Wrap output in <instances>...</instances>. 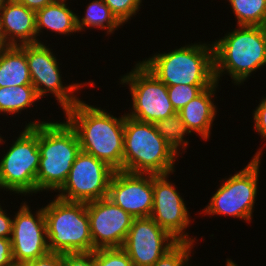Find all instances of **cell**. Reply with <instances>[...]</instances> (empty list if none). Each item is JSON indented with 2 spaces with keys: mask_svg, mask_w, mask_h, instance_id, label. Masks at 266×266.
Masks as SVG:
<instances>
[{
  "mask_svg": "<svg viewBox=\"0 0 266 266\" xmlns=\"http://www.w3.org/2000/svg\"><path fill=\"white\" fill-rule=\"evenodd\" d=\"M225 36L212 41L215 81L225 74L234 85H242L254 71L266 66V26L236 25Z\"/></svg>",
  "mask_w": 266,
  "mask_h": 266,
  "instance_id": "cell-3",
  "label": "cell"
},
{
  "mask_svg": "<svg viewBox=\"0 0 266 266\" xmlns=\"http://www.w3.org/2000/svg\"><path fill=\"white\" fill-rule=\"evenodd\" d=\"M63 113L76 131L82 151L104 161L115 171H123L125 114L113 116L81 99Z\"/></svg>",
  "mask_w": 266,
  "mask_h": 266,
  "instance_id": "cell-2",
  "label": "cell"
},
{
  "mask_svg": "<svg viewBox=\"0 0 266 266\" xmlns=\"http://www.w3.org/2000/svg\"><path fill=\"white\" fill-rule=\"evenodd\" d=\"M22 202L14 212L10 238L15 266L50 253L43 206L33 213L28 202Z\"/></svg>",
  "mask_w": 266,
  "mask_h": 266,
  "instance_id": "cell-13",
  "label": "cell"
},
{
  "mask_svg": "<svg viewBox=\"0 0 266 266\" xmlns=\"http://www.w3.org/2000/svg\"><path fill=\"white\" fill-rule=\"evenodd\" d=\"M166 86L213 85V43H191L167 53H155L140 61Z\"/></svg>",
  "mask_w": 266,
  "mask_h": 266,
  "instance_id": "cell-5",
  "label": "cell"
},
{
  "mask_svg": "<svg viewBox=\"0 0 266 266\" xmlns=\"http://www.w3.org/2000/svg\"><path fill=\"white\" fill-rule=\"evenodd\" d=\"M218 84V82H215L178 112L173 132L176 140L184 149H187L189 145V141L185 136L192 135L193 132L201 136L200 139L203 138V141L210 138L213 122L218 112L213 99L216 97V90L219 89Z\"/></svg>",
  "mask_w": 266,
  "mask_h": 266,
  "instance_id": "cell-17",
  "label": "cell"
},
{
  "mask_svg": "<svg viewBox=\"0 0 266 266\" xmlns=\"http://www.w3.org/2000/svg\"><path fill=\"white\" fill-rule=\"evenodd\" d=\"M26 54L32 85L37 96L42 99L47 94H52L60 104L63 112L80 100L76 96L83 86H95L93 80L88 83L63 84L59 59L53 49L44 43L24 44L19 46ZM58 61V62H57ZM89 84V85H88Z\"/></svg>",
  "mask_w": 266,
  "mask_h": 266,
  "instance_id": "cell-10",
  "label": "cell"
},
{
  "mask_svg": "<svg viewBox=\"0 0 266 266\" xmlns=\"http://www.w3.org/2000/svg\"><path fill=\"white\" fill-rule=\"evenodd\" d=\"M34 43H44L37 36L35 11L14 0H2L0 45L20 46Z\"/></svg>",
  "mask_w": 266,
  "mask_h": 266,
  "instance_id": "cell-18",
  "label": "cell"
},
{
  "mask_svg": "<svg viewBox=\"0 0 266 266\" xmlns=\"http://www.w3.org/2000/svg\"><path fill=\"white\" fill-rule=\"evenodd\" d=\"M66 1L56 0L35 12L37 36L40 37L44 30L64 36L79 33L77 13L68 7Z\"/></svg>",
  "mask_w": 266,
  "mask_h": 266,
  "instance_id": "cell-19",
  "label": "cell"
},
{
  "mask_svg": "<svg viewBox=\"0 0 266 266\" xmlns=\"http://www.w3.org/2000/svg\"><path fill=\"white\" fill-rule=\"evenodd\" d=\"M93 251L121 248L134 219L107 197L86 203Z\"/></svg>",
  "mask_w": 266,
  "mask_h": 266,
  "instance_id": "cell-15",
  "label": "cell"
},
{
  "mask_svg": "<svg viewBox=\"0 0 266 266\" xmlns=\"http://www.w3.org/2000/svg\"><path fill=\"white\" fill-rule=\"evenodd\" d=\"M1 135V134H0ZM4 137H2V135L0 136V144L2 145H4V143L6 142V140L5 139H3ZM5 140V141H4ZM4 142V143H3Z\"/></svg>",
  "mask_w": 266,
  "mask_h": 266,
  "instance_id": "cell-35",
  "label": "cell"
},
{
  "mask_svg": "<svg viewBox=\"0 0 266 266\" xmlns=\"http://www.w3.org/2000/svg\"><path fill=\"white\" fill-rule=\"evenodd\" d=\"M43 207L51 253L93 252L86 203L54 197Z\"/></svg>",
  "mask_w": 266,
  "mask_h": 266,
  "instance_id": "cell-6",
  "label": "cell"
},
{
  "mask_svg": "<svg viewBox=\"0 0 266 266\" xmlns=\"http://www.w3.org/2000/svg\"><path fill=\"white\" fill-rule=\"evenodd\" d=\"M40 102L33 85L0 87V114L17 115Z\"/></svg>",
  "mask_w": 266,
  "mask_h": 266,
  "instance_id": "cell-22",
  "label": "cell"
},
{
  "mask_svg": "<svg viewBox=\"0 0 266 266\" xmlns=\"http://www.w3.org/2000/svg\"><path fill=\"white\" fill-rule=\"evenodd\" d=\"M258 106L253 110L254 131L261 136V139L266 140V96H262Z\"/></svg>",
  "mask_w": 266,
  "mask_h": 266,
  "instance_id": "cell-29",
  "label": "cell"
},
{
  "mask_svg": "<svg viewBox=\"0 0 266 266\" xmlns=\"http://www.w3.org/2000/svg\"><path fill=\"white\" fill-rule=\"evenodd\" d=\"M123 145V171L130 173H174L176 159L186 152L172 129L136 120L126 113Z\"/></svg>",
  "mask_w": 266,
  "mask_h": 266,
  "instance_id": "cell-1",
  "label": "cell"
},
{
  "mask_svg": "<svg viewBox=\"0 0 266 266\" xmlns=\"http://www.w3.org/2000/svg\"><path fill=\"white\" fill-rule=\"evenodd\" d=\"M48 121H30L10 144L0 160V191L22 196L36 194V176L39 168L38 124ZM33 193V194H32Z\"/></svg>",
  "mask_w": 266,
  "mask_h": 266,
  "instance_id": "cell-8",
  "label": "cell"
},
{
  "mask_svg": "<svg viewBox=\"0 0 266 266\" xmlns=\"http://www.w3.org/2000/svg\"><path fill=\"white\" fill-rule=\"evenodd\" d=\"M62 266H96L95 250L93 252L64 253Z\"/></svg>",
  "mask_w": 266,
  "mask_h": 266,
  "instance_id": "cell-28",
  "label": "cell"
},
{
  "mask_svg": "<svg viewBox=\"0 0 266 266\" xmlns=\"http://www.w3.org/2000/svg\"><path fill=\"white\" fill-rule=\"evenodd\" d=\"M212 85H173L167 86L169 99L178 113L189 101Z\"/></svg>",
  "mask_w": 266,
  "mask_h": 266,
  "instance_id": "cell-24",
  "label": "cell"
},
{
  "mask_svg": "<svg viewBox=\"0 0 266 266\" xmlns=\"http://www.w3.org/2000/svg\"><path fill=\"white\" fill-rule=\"evenodd\" d=\"M172 174H153V209L150 217L179 242L195 243L197 237L186 232L192 222L189 208L176 190L175 183L169 181Z\"/></svg>",
  "mask_w": 266,
  "mask_h": 266,
  "instance_id": "cell-12",
  "label": "cell"
},
{
  "mask_svg": "<svg viewBox=\"0 0 266 266\" xmlns=\"http://www.w3.org/2000/svg\"><path fill=\"white\" fill-rule=\"evenodd\" d=\"M134 66L119 78L121 85L129 86L132 97V109L126 115L173 130L178 113L169 99L167 86L140 61Z\"/></svg>",
  "mask_w": 266,
  "mask_h": 266,
  "instance_id": "cell-7",
  "label": "cell"
},
{
  "mask_svg": "<svg viewBox=\"0 0 266 266\" xmlns=\"http://www.w3.org/2000/svg\"><path fill=\"white\" fill-rule=\"evenodd\" d=\"M107 198L134 218L150 217L153 209V174L114 171Z\"/></svg>",
  "mask_w": 266,
  "mask_h": 266,
  "instance_id": "cell-16",
  "label": "cell"
},
{
  "mask_svg": "<svg viewBox=\"0 0 266 266\" xmlns=\"http://www.w3.org/2000/svg\"><path fill=\"white\" fill-rule=\"evenodd\" d=\"M13 217L0 204V238H11Z\"/></svg>",
  "mask_w": 266,
  "mask_h": 266,
  "instance_id": "cell-32",
  "label": "cell"
},
{
  "mask_svg": "<svg viewBox=\"0 0 266 266\" xmlns=\"http://www.w3.org/2000/svg\"><path fill=\"white\" fill-rule=\"evenodd\" d=\"M84 11V16L77 14V28L79 32L88 29H101L106 31L107 35H111L123 26L117 17L111 12L110 8L103 0H90ZM84 29V30H83Z\"/></svg>",
  "mask_w": 266,
  "mask_h": 266,
  "instance_id": "cell-21",
  "label": "cell"
},
{
  "mask_svg": "<svg viewBox=\"0 0 266 266\" xmlns=\"http://www.w3.org/2000/svg\"><path fill=\"white\" fill-rule=\"evenodd\" d=\"M39 168L36 194L58 191L66 182L78 153L81 151L76 131L63 120L38 124Z\"/></svg>",
  "mask_w": 266,
  "mask_h": 266,
  "instance_id": "cell-4",
  "label": "cell"
},
{
  "mask_svg": "<svg viewBox=\"0 0 266 266\" xmlns=\"http://www.w3.org/2000/svg\"><path fill=\"white\" fill-rule=\"evenodd\" d=\"M32 85L25 52L19 46H0V87Z\"/></svg>",
  "mask_w": 266,
  "mask_h": 266,
  "instance_id": "cell-20",
  "label": "cell"
},
{
  "mask_svg": "<svg viewBox=\"0 0 266 266\" xmlns=\"http://www.w3.org/2000/svg\"><path fill=\"white\" fill-rule=\"evenodd\" d=\"M96 266H134L122 248H101L95 250Z\"/></svg>",
  "mask_w": 266,
  "mask_h": 266,
  "instance_id": "cell-26",
  "label": "cell"
},
{
  "mask_svg": "<svg viewBox=\"0 0 266 266\" xmlns=\"http://www.w3.org/2000/svg\"><path fill=\"white\" fill-rule=\"evenodd\" d=\"M114 171L104 161L81 150L55 196L64 201L84 203L106 198Z\"/></svg>",
  "mask_w": 266,
  "mask_h": 266,
  "instance_id": "cell-11",
  "label": "cell"
},
{
  "mask_svg": "<svg viewBox=\"0 0 266 266\" xmlns=\"http://www.w3.org/2000/svg\"><path fill=\"white\" fill-rule=\"evenodd\" d=\"M0 266H15L10 238H0Z\"/></svg>",
  "mask_w": 266,
  "mask_h": 266,
  "instance_id": "cell-31",
  "label": "cell"
},
{
  "mask_svg": "<svg viewBox=\"0 0 266 266\" xmlns=\"http://www.w3.org/2000/svg\"><path fill=\"white\" fill-rule=\"evenodd\" d=\"M15 2L25 5L28 9L38 11L46 5L55 2L56 0H14Z\"/></svg>",
  "mask_w": 266,
  "mask_h": 266,
  "instance_id": "cell-33",
  "label": "cell"
},
{
  "mask_svg": "<svg viewBox=\"0 0 266 266\" xmlns=\"http://www.w3.org/2000/svg\"><path fill=\"white\" fill-rule=\"evenodd\" d=\"M237 25L266 26V0H227Z\"/></svg>",
  "mask_w": 266,
  "mask_h": 266,
  "instance_id": "cell-23",
  "label": "cell"
},
{
  "mask_svg": "<svg viewBox=\"0 0 266 266\" xmlns=\"http://www.w3.org/2000/svg\"><path fill=\"white\" fill-rule=\"evenodd\" d=\"M179 241L151 217L134 218L121 247L134 266H152Z\"/></svg>",
  "mask_w": 266,
  "mask_h": 266,
  "instance_id": "cell-14",
  "label": "cell"
},
{
  "mask_svg": "<svg viewBox=\"0 0 266 266\" xmlns=\"http://www.w3.org/2000/svg\"><path fill=\"white\" fill-rule=\"evenodd\" d=\"M18 266H62V254L50 252L44 257L24 262Z\"/></svg>",
  "mask_w": 266,
  "mask_h": 266,
  "instance_id": "cell-30",
  "label": "cell"
},
{
  "mask_svg": "<svg viewBox=\"0 0 266 266\" xmlns=\"http://www.w3.org/2000/svg\"><path fill=\"white\" fill-rule=\"evenodd\" d=\"M262 149L264 148H259L242 170L222 180L207 206L199 214L230 216L251 223L259 191Z\"/></svg>",
  "mask_w": 266,
  "mask_h": 266,
  "instance_id": "cell-9",
  "label": "cell"
},
{
  "mask_svg": "<svg viewBox=\"0 0 266 266\" xmlns=\"http://www.w3.org/2000/svg\"><path fill=\"white\" fill-rule=\"evenodd\" d=\"M226 265L225 266H238L234 261H232V259H226Z\"/></svg>",
  "mask_w": 266,
  "mask_h": 266,
  "instance_id": "cell-34",
  "label": "cell"
},
{
  "mask_svg": "<svg viewBox=\"0 0 266 266\" xmlns=\"http://www.w3.org/2000/svg\"><path fill=\"white\" fill-rule=\"evenodd\" d=\"M122 23L129 22L140 11L142 0H103Z\"/></svg>",
  "mask_w": 266,
  "mask_h": 266,
  "instance_id": "cell-27",
  "label": "cell"
},
{
  "mask_svg": "<svg viewBox=\"0 0 266 266\" xmlns=\"http://www.w3.org/2000/svg\"><path fill=\"white\" fill-rule=\"evenodd\" d=\"M194 245L192 242H178L152 266H192L189 261Z\"/></svg>",
  "mask_w": 266,
  "mask_h": 266,
  "instance_id": "cell-25",
  "label": "cell"
}]
</instances>
